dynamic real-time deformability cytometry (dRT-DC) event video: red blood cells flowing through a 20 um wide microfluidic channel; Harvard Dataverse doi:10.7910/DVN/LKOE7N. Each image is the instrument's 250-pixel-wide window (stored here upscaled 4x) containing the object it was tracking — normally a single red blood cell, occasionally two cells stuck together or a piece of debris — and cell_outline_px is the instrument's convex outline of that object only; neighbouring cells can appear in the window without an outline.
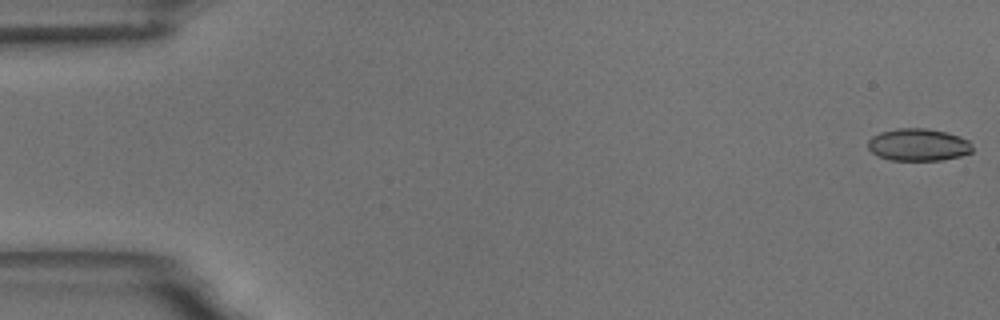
{"species": "common noctule bat (a hibernating species)", "species_latin": "Nyctalus noctula", "temperature_condition": "room temperature", "stored_images_in_passage": 7, "camera_frame_rate_fps": 3000, "um_per_image_px": 0.085, "animal": {"sex": "male", "body_mass_g": 18.8}, "frame": {"image": 1, "passage_image": 1, "time_ms": 0.0, "image_size_px": [1000, 320], "cell_outline_px": [[972, 152], [960, 156], [940, 160], [888, 160], [876, 156], [868, 148], [868, 140], [872, 136], [880, 132], [896, 128], [928, 128], [960, 136], [968, 140], [972, 144]], "centroid_in_image_um": [78.03, 12.3], "position_along_channel_um": 7.0, "area_um2": 19.83}}